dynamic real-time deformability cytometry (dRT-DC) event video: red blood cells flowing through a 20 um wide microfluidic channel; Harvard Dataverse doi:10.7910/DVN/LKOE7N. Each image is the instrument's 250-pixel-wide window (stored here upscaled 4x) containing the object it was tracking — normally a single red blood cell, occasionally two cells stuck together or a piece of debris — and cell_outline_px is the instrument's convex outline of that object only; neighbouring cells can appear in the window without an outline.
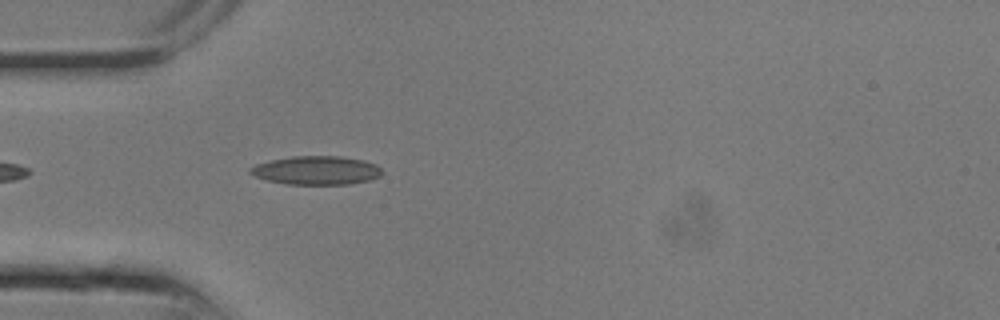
{"species": "common noctule bat (a hibernating species)", "species_latin": "Nyctalus noctula", "temperature_condition": "room temperature", "stored_images_in_passage": 4, "camera_frame_rate_fps": 3000, "um_per_image_px": 0.085, "animal": {"sex": "male", "body_mass_g": 13.3}, "frame": {"image": 1, "passage_image": 4, "time_ms": 1.0, "image_size_px": [1000, 320], "cell_outline_px": [[384, 172], [380, 176], [368, 180], [348, 184], [288, 184], [268, 180], [256, 176], [248, 172], [248, 168], [256, 164], [268, 160], [292, 156], [340, 156], [364, 160], [376, 164]], "centroid_in_image_um": [26.89, 14.47], "position_along_channel_um": 58.1, "area_um2": 22.02}}